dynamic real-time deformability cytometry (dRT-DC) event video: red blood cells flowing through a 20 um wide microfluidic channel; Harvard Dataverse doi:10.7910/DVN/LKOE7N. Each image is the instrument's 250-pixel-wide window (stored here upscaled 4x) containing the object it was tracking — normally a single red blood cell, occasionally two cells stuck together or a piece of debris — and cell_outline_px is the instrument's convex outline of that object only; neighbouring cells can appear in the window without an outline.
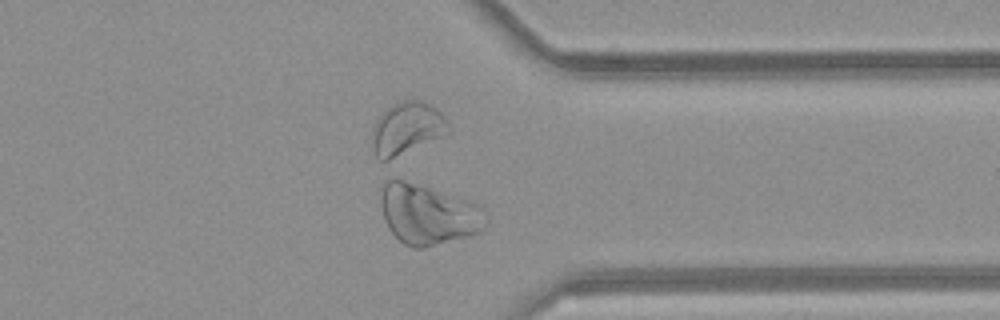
{"species": "common noctule bat (a hibernating species)", "species_latin": "Nyctalus noctula", "temperature_condition": "room temperature", "stored_images_in_passage": 43, "camera_frame_rate_fps": 3000, "um_per_image_px": 0.085, "animal": {"sex": "female", "body_mass_g": 21.9}, "frame": {"image": 1, "passage_image": 31, "time_ms": 10.0, "image_size_px": [1000, 320], "cell_outline_px": [[488, 224], [484, 228], [476, 232], [464, 236], [424, 248], [412, 248], [404, 244], [388, 228], [384, 220], [380, 204], [380, 192], [384, 184], [388, 180], [404, 180], [472, 200], [480, 204], [484, 208], [488, 220]], "centroid_in_image_um": [36.41, 18.2], "position_along_channel_um": 375.0, "area_um2": 36.99}}